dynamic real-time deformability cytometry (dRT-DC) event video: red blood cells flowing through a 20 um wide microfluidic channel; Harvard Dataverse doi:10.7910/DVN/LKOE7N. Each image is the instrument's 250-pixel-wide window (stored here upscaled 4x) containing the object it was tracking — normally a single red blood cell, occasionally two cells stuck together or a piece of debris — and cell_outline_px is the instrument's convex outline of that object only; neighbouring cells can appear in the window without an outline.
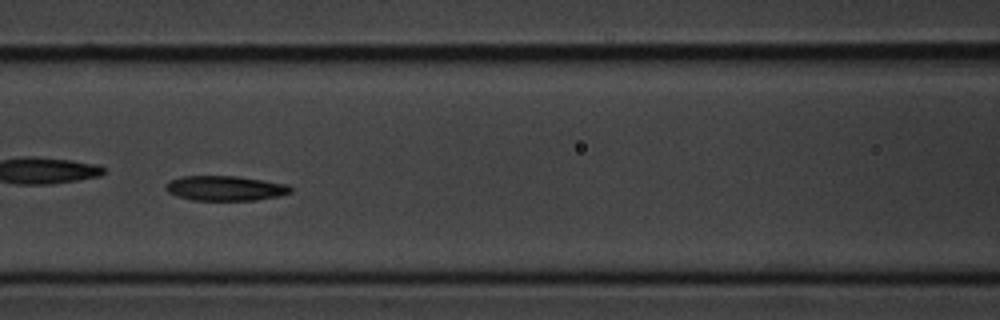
{"species": "common noctule bat (a hibernating species)", "species_latin": "Nyctalus noctula", "temperature_condition": "cold", "stored_images_in_passage": 9, "camera_frame_rate_fps": 3000, "um_per_image_px": 0.085, "animal": {"sex": "male", "body_mass_g": 20.1, "forearm_length_mm": 53.5}, "frame": {"image": 1, "passage_image": 7, "time_ms": 7.0, "image_size_px": [1000, 320], "cell_outline_px": [[292, 192], [280, 196], [256, 200], [192, 200], [176, 196], [168, 192], [164, 188], [164, 184], [168, 180], [180, 176], [236, 176], [288, 184], [292, 188]], "centroid_in_image_um": [19.11, 16.0], "position_along_channel_um": 147.5, "area_um2": 18.32}}
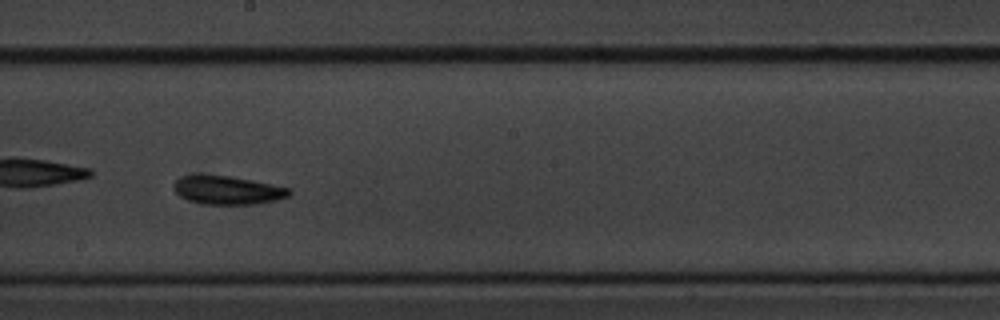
{"frame": {"image": 2, "passage_image": 9, "time_ms": 9.333, "image_size_px": [1000, 320], "cell_outline_px": [[292, 192], [288, 196], [276, 200], [256, 204], [204, 204], [188, 200], [180, 196], [172, 188], [172, 184], [180, 176], [232, 176], [292, 188]], "centroid_in_image_um": [19.36, 16.17], "position_along_channel_um": 228.8, "area_um2": 19.07}}